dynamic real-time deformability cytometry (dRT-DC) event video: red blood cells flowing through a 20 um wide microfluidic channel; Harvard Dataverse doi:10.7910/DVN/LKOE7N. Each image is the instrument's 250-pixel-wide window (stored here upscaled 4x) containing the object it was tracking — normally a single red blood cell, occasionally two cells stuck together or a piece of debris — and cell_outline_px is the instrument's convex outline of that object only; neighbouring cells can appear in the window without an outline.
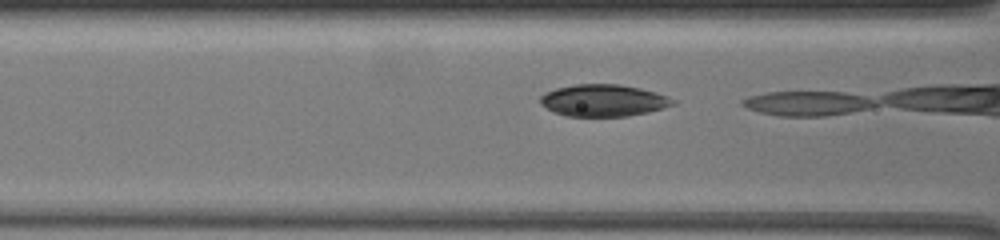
{"species": "common noctule bat (a hibernating species)", "species_latin": "Nyctalus noctula", "temperature_condition": "warm", "stored_images_in_passage": 5, "camera_frame_rate_fps": 3000, "um_per_image_px": 0.085, "animal": {"sex": "female", "body_mass_g": 19.5, "forearm_length_mm": 54.1}, "frame": {"image": 1, "passage_image": 3, "time_ms": 0.667, "image_size_px": [1000, 240], "cell_outline_px": [[676, 104], [664, 108], [648, 112], [628, 116], [568, 116], [552, 112], [540, 104], [540, 96], [544, 92], [556, 88], [576, 84], [620, 84], [640, 88], [668, 96], [676, 100]], "centroid_in_image_um": [51.28, 8.54], "position_along_channel_um": 115.3, "area_um2": 24.85}}